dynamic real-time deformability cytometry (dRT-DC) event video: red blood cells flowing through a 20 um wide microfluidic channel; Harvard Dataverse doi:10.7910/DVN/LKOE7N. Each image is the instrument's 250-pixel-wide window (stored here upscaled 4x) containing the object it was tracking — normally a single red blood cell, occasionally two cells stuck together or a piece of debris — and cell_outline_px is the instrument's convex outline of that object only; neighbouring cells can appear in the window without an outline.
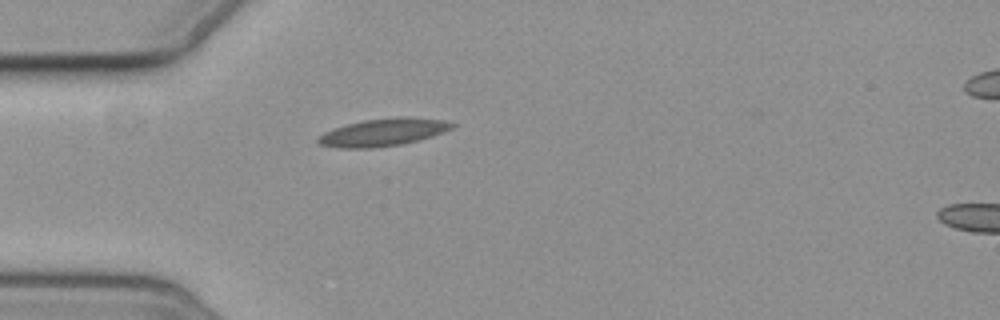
{"species": "common noctule bat (a hibernating species)", "species_latin": "Nyctalus noctula", "temperature_condition": "cold", "stored_images_in_passage": 1, "camera_frame_rate_fps": 3000, "um_per_image_px": 0.085, "animal": {"sex": "female", "body_mass_g": 19.3, "forearm_length_mm": 54.1}, "frame": {"image": 1, "passage_image": 1, "time_ms": 0.0, "image_size_px": [1000, 320], "cell_outline_px": [[456, 124], [452, 128], [432, 136], [400, 144], [372, 148], [340, 148], [320, 144], [316, 140], [316, 136], [332, 128], [364, 120], [396, 116], [408, 116], [444, 120]], "centroid_in_image_um": [32.54, 11.23], "position_along_channel_um": 52.5, "area_um2": 21.5}}